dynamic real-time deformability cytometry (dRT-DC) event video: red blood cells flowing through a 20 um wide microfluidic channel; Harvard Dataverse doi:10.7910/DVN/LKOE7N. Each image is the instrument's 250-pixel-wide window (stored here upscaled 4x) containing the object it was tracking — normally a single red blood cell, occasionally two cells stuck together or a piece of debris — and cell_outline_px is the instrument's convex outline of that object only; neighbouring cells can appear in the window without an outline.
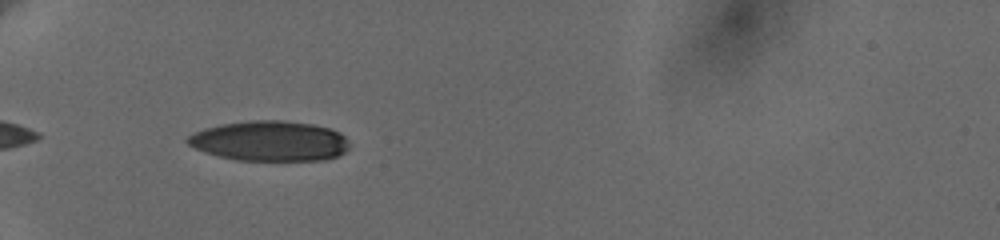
{"species": "human", "species_latin": "Homo sapiens", "temperature_condition": "cold", "stored_images_in_passage": 25, "camera_frame_rate_fps": 3000, "um_per_image_px": 0.085, "donor": {"sex": "female"}, "frame": {"image": 1, "passage_image": 1, "time_ms": 0.0, "image_size_px": [1000, 240], "cell_outline_px": [[348, 148], [344, 152], [336, 156], [324, 160], [236, 160], [204, 152], [188, 144], [184, 140], [188, 136], [204, 128], [220, 124], [252, 120], [280, 120], [312, 124], [328, 128], [340, 132], [348, 140]], "centroid_in_image_um": [22.91, 11.98], "position_along_channel_um": 62.1, "area_um2": 37.74}}
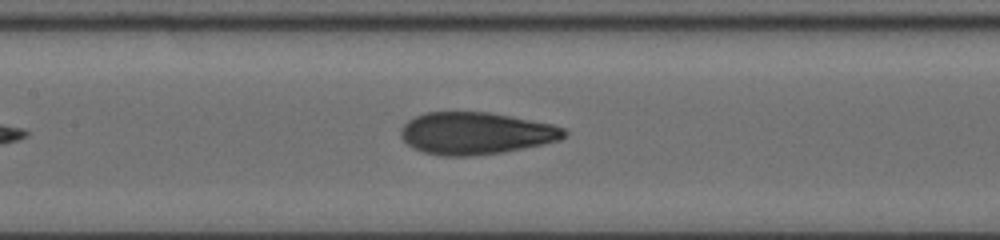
{"frame": {"image": 2, "passage_image": 11, "time_ms": 3.333, "image_size_px": [1000, 240], "cell_outline_px": [[568, 136], [560, 140], [544, 144], [504, 152], [472, 156], [444, 156], [424, 152], [408, 144], [400, 136], [400, 128], [408, 120], [424, 112], [488, 112], [512, 116], [552, 124], [564, 128], [568, 132]], "centroid_in_image_um": [40.48, 11.33], "position_along_channel_um": 166.9, "area_um2": 40.29}}
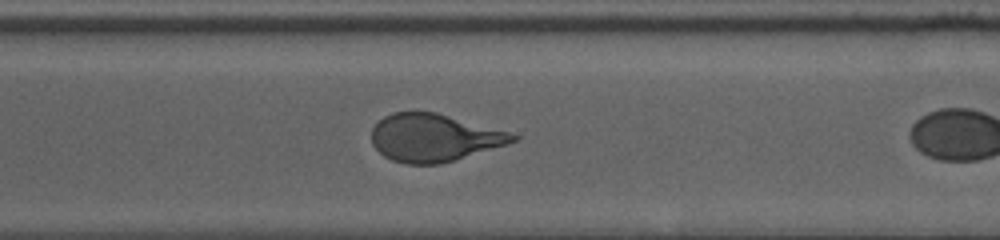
{"frame": {"image": 3, "passage_image": 21, "time_ms": 6.667, "image_size_px": [1000, 240], "cell_outline_px": [[520, 136], [516, 140], [504, 144], [440, 164], [404, 164], [392, 160], [384, 156], [372, 144], [372, 128], [384, 116], [392, 112], [436, 112], [508, 132]], "centroid_in_image_um": [36.82, 11.7], "position_along_channel_um": 333.8, "area_um2": 38.49}}